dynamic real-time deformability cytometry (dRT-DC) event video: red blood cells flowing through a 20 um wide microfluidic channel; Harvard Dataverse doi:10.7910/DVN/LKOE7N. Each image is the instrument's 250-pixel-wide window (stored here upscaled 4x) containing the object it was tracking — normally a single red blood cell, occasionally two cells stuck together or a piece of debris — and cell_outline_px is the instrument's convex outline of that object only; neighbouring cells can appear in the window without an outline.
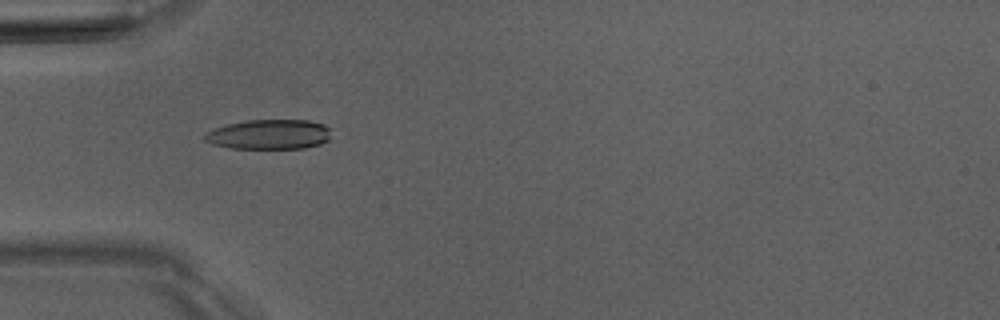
{"species": "Egyptian fruit bat (a non-hibernating species)", "species_latin": "Rousettus aegyptiacus", "temperature_condition": "room temperature", "stored_images_in_passage": 4, "camera_frame_rate_fps": 3000, "um_per_image_px": 0.085, "animal": {"sex": "male"}, "frame": {"image": 1, "passage_image": 3, "time_ms": 2.333, "image_size_px": [1000, 320], "cell_outline_px": [[328, 140], [320, 144], [304, 148], [232, 148], [212, 144], [204, 140], [204, 132], [212, 128], [228, 124], [248, 120], [308, 120], [324, 124], [328, 128]], "centroid_in_image_um": [22.82, 11.42], "position_along_channel_um": 62.2, "area_um2": 21.91}}